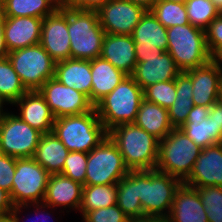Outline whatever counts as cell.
<instances>
[{"instance_id":"cell-1","label":"cell","mask_w":222,"mask_h":222,"mask_svg":"<svg viewBox=\"0 0 222 222\" xmlns=\"http://www.w3.org/2000/svg\"><path fill=\"white\" fill-rule=\"evenodd\" d=\"M129 171L154 170L159 140L134 123L121 124L108 131Z\"/></svg>"},{"instance_id":"cell-2","label":"cell","mask_w":222,"mask_h":222,"mask_svg":"<svg viewBox=\"0 0 222 222\" xmlns=\"http://www.w3.org/2000/svg\"><path fill=\"white\" fill-rule=\"evenodd\" d=\"M143 99V89L131 75H127L94 108L108 132L118 125L133 123Z\"/></svg>"},{"instance_id":"cell-3","label":"cell","mask_w":222,"mask_h":222,"mask_svg":"<svg viewBox=\"0 0 222 222\" xmlns=\"http://www.w3.org/2000/svg\"><path fill=\"white\" fill-rule=\"evenodd\" d=\"M53 133L69 151L84 153H89L108 136L95 108L80 115L56 118Z\"/></svg>"},{"instance_id":"cell-4","label":"cell","mask_w":222,"mask_h":222,"mask_svg":"<svg viewBox=\"0 0 222 222\" xmlns=\"http://www.w3.org/2000/svg\"><path fill=\"white\" fill-rule=\"evenodd\" d=\"M70 58L93 60L100 57L105 31L96 10L67 9Z\"/></svg>"},{"instance_id":"cell-5","label":"cell","mask_w":222,"mask_h":222,"mask_svg":"<svg viewBox=\"0 0 222 222\" xmlns=\"http://www.w3.org/2000/svg\"><path fill=\"white\" fill-rule=\"evenodd\" d=\"M181 183L179 179L156 169L137 171V197L144 217H168L175 191Z\"/></svg>"},{"instance_id":"cell-6","label":"cell","mask_w":222,"mask_h":222,"mask_svg":"<svg viewBox=\"0 0 222 222\" xmlns=\"http://www.w3.org/2000/svg\"><path fill=\"white\" fill-rule=\"evenodd\" d=\"M202 148L180 128H174L159 141L156 170L179 179L182 183L191 173Z\"/></svg>"},{"instance_id":"cell-7","label":"cell","mask_w":222,"mask_h":222,"mask_svg":"<svg viewBox=\"0 0 222 222\" xmlns=\"http://www.w3.org/2000/svg\"><path fill=\"white\" fill-rule=\"evenodd\" d=\"M167 40V52L182 72L203 66L211 60L204 30L192 24L167 28Z\"/></svg>"},{"instance_id":"cell-8","label":"cell","mask_w":222,"mask_h":222,"mask_svg":"<svg viewBox=\"0 0 222 222\" xmlns=\"http://www.w3.org/2000/svg\"><path fill=\"white\" fill-rule=\"evenodd\" d=\"M7 57L28 91L54 78L56 62L40 44L11 51Z\"/></svg>"},{"instance_id":"cell-9","label":"cell","mask_w":222,"mask_h":222,"mask_svg":"<svg viewBox=\"0 0 222 222\" xmlns=\"http://www.w3.org/2000/svg\"><path fill=\"white\" fill-rule=\"evenodd\" d=\"M128 173L119 149L108 136L87 153L85 185L117 184Z\"/></svg>"},{"instance_id":"cell-10","label":"cell","mask_w":222,"mask_h":222,"mask_svg":"<svg viewBox=\"0 0 222 222\" xmlns=\"http://www.w3.org/2000/svg\"><path fill=\"white\" fill-rule=\"evenodd\" d=\"M50 174L36 160L16 158L10 193L14 206L43 202Z\"/></svg>"},{"instance_id":"cell-11","label":"cell","mask_w":222,"mask_h":222,"mask_svg":"<svg viewBox=\"0 0 222 222\" xmlns=\"http://www.w3.org/2000/svg\"><path fill=\"white\" fill-rule=\"evenodd\" d=\"M42 133L9 112L0 120V153L15 158L34 157Z\"/></svg>"},{"instance_id":"cell-12","label":"cell","mask_w":222,"mask_h":222,"mask_svg":"<svg viewBox=\"0 0 222 222\" xmlns=\"http://www.w3.org/2000/svg\"><path fill=\"white\" fill-rule=\"evenodd\" d=\"M38 92L44 97L55 119L80 115L94 109L85 94L61 84L56 78L48 79Z\"/></svg>"},{"instance_id":"cell-13","label":"cell","mask_w":222,"mask_h":222,"mask_svg":"<svg viewBox=\"0 0 222 222\" xmlns=\"http://www.w3.org/2000/svg\"><path fill=\"white\" fill-rule=\"evenodd\" d=\"M146 10L127 0H109L98 10L101 27L106 34L132 35Z\"/></svg>"},{"instance_id":"cell-14","label":"cell","mask_w":222,"mask_h":222,"mask_svg":"<svg viewBox=\"0 0 222 222\" xmlns=\"http://www.w3.org/2000/svg\"><path fill=\"white\" fill-rule=\"evenodd\" d=\"M55 61L70 59V37L67 30V9H57L42 21L39 43Z\"/></svg>"},{"instance_id":"cell-15","label":"cell","mask_w":222,"mask_h":222,"mask_svg":"<svg viewBox=\"0 0 222 222\" xmlns=\"http://www.w3.org/2000/svg\"><path fill=\"white\" fill-rule=\"evenodd\" d=\"M185 72L193 84L194 106L212 107L220 99L222 69L210 60L203 66Z\"/></svg>"},{"instance_id":"cell-16","label":"cell","mask_w":222,"mask_h":222,"mask_svg":"<svg viewBox=\"0 0 222 222\" xmlns=\"http://www.w3.org/2000/svg\"><path fill=\"white\" fill-rule=\"evenodd\" d=\"M183 183L191 187H222V143L202 149Z\"/></svg>"},{"instance_id":"cell-17","label":"cell","mask_w":222,"mask_h":222,"mask_svg":"<svg viewBox=\"0 0 222 222\" xmlns=\"http://www.w3.org/2000/svg\"><path fill=\"white\" fill-rule=\"evenodd\" d=\"M136 62L131 76L143 90L159 82L175 80L182 72L169 52H163L159 57L138 58Z\"/></svg>"},{"instance_id":"cell-18","label":"cell","mask_w":222,"mask_h":222,"mask_svg":"<svg viewBox=\"0 0 222 222\" xmlns=\"http://www.w3.org/2000/svg\"><path fill=\"white\" fill-rule=\"evenodd\" d=\"M41 18L4 17V40L8 52L40 43Z\"/></svg>"},{"instance_id":"cell-19","label":"cell","mask_w":222,"mask_h":222,"mask_svg":"<svg viewBox=\"0 0 222 222\" xmlns=\"http://www.w3.org/2000/svg\"><path fill=\"white\" fill-rule=\"evenodd\" d=\"M13 105L19 106V117L42 134L53 132L55 117L38 90L27 91Z\"/></svg>"},{"instance_id":"cell-20","label":"cell","mask_w":222,"mask_h":222,"mask_svg":"<svg viewBox=\"0 0 222 222\" xmlns=\"http://www.w3.org/2000/svg\"><path fill=\"white\" fill-rule=\"evenodd\" d=\"M100 57L126 75H132L137 64L132 35L105 34Z\"/></svg>"},{"instance_id":"cell-21","label":"cell","mask_w":222,"mask_h":222,"mask_svg":"<svg viewBox=\"0 0 222 222\" xmlns=\"http://www.w3.org/2000/svg\"><path fill=\"white\" fill-rule=\"evenodd\" d=\"M169 222H208L205 206L201 203L195 187L181 183L176 189Z\"/></svg>"},{"instance_id":"cell-22","label":"cell","mask_w":222,"mask_h":222,"mask_svg":"<svg viewBox=\"0 0 222 222\" xmlns=\"http://www.w3.org/2000/svg\"><path fill=\"white\" fill-rule=\"evenodd\" d=\"M83 185L61 174L49 177L43 202L54 208L79 210L82 202Z\"/></svg>"},{"instance_id":"cell-23","label":"cell","mask_w":222,"mask_h":222,"mask_svg":"<svg viewBox=\"0 0 222 222\" xmlns=\"http://www.w3.org/2000/svg\"><path fill=\"white\" fill-rule=\"evenodd\" d=\"M54 78L61 84L85 94L91 102V60L70 58L56 62Z\"/></svg>"},{"instance_id":"cell-24","label":"cell","mask_w":222,"mask_h":222,"mask_svg":"<svg viewBox=\"0 0 222 222\" xmlns=\"http://www.w3.org/2000/svg\"><path fill=\"white\" fill-rule=\"evenodd\" d=\"M91 103L95 106L127 76L107 60L98 57L91 60Z\"/></svg>"},{"instance_id":"cell-25","label":"cell","mask_w":222,"mask_h":222,"mask_svg":"<svg viewBox=\"0 0 222 222\" xmlns=\"http://www.w3.org/2000/svg\"><path fill=\"white\" fill-rule=\"evenodd\" d=\"M69 152L61 140L52 132L41 135L33 158L50 175L61 174Z\"/></svg>"},{"instance_id":"cell-26","label":"cell","mask_w":222,"mask_h":222,"mask_svg":"<svg viewBox=\"0 0 222 222\" xmlns=\"http://www.w3.org/2000/svg\"><path fill=\"white\" fill-rule=\"evenodd\" d=\"M133 123L159 141L174 129L169 120L168 110L145 99L142 100Z\"/></svg>"},{"instance_id":"cell-27","label":"cell","mask_w":222,"mask_h":222,"mask_svg":"<svg viewBox=\"0 0 222 222\" xmlns=\"http://www.w3.org/2000/svg\"><path fill=\"white\" fill-rule=\"evenodd\" d=\"M132 37L135 45H140V47L156 46L167 52V28L156 19L150 10H146L141 16Z\"/></svg>"},{"instance_id":"cell-28","label":"cell","mask_w":222,"mask_h":222,"mask_svg":"<svg viewBox=\"0 0 222 222\" xmlns=\"http://www.w3.org/2000/svg\"><path fill=\"white\" fill-rule=\"evenodd\" d=\"M58 9L57 0H1L0 13L3 17L45 18Z\"/></svg>"},{"instance_id":"cell-29","label":"cell","mask_w":222,"mask_h":222,"mask_svg":"<svg viewBox=\"0 0 222 222\" xmlns=\"http://www.w3.org/2000/svg\"><path fill=\"white\" fill-rule=\"evenodd\" d=\"M176 100L168 110L169 120L173 128H180L194 106L193 84L191 77L186 72H181L175 79Z\"/></svg>"},{"instance_id":"cell-30","label":"cell","mask_w":222,"mask_h":222,"mask_svg":"<svg viewBox=\"0 0 222 222\" xmlns=\"http://www.w3.org/2000/svg\"><path fill=\"white\" fill-rule=\"evenodd\" d=\"M116 204L130 220L144 218L141 201L137 197V171H129L117 183Z\"/></svg>"},{"instance_id":"cell-31","label":"cell","mask_w":222,"mask_h":222,"mask_svg":"<svg viewBox=\"0 0 222 222\" xmlns=\"http://www.w3.org/2000/svg\"><path fill=\"white\" fill-rule=\"evenodd\" d=\"M117 184L85 185L79 211L84 216L88 211L110 207L116 204Z\"/></svg>"},{"instance_id":"cell-32","label":"cell","mask_w":222,"mask_h":222,"mask_svg":"<svg viewBox=\"0 0 222 222\" xmlns=\"http://www.w3.org/2000/svg\"><path fill=\"white\" fill-rule=\"evenodd\" d=\"M180 129L202 149L222 143V133L215 131V125L209 116L205 120L184 123Z\"/></svg>"},{"instance_id":"cell-33","label":"cell","mask_w":222,"mask_h":222,"mask_svg":"<svg viewBox=\"0 0 222 222\" xmlns=\"http://www.w3.org/2000/svg\"><path fill=\"white\" fill-rule=\"evenodd\" d=\"M28 90L22 84L8 57L0 60V95L13 105Z\"/></svg>"},{"instance_id":"cell-34","label":"cell","mask_w":222,"mask_h":222,"mask_svg":"<svg viewBox=\"0 0 222 222\" xmlns=\"http://www.w3.org/2000/svg\"><path fill=\"white\" fill-rule=\"evenodd\" d=\"M150 11L166 28L190 24L185 3L157 0Z\"/></svg>"},{"instance_id":"cell-35","label":"cell","mask_w":222,"mask_h":222,"mask_svg":"<svg viewBox=\"0 0 222 222\" xmlns=\"http://www.w3.org/2000/svg\"><path fill=\"white\" fill-rule=\"evenodd\" d=\"M185 8L190 24L202 30L220 14L211 0H186Z\"/></svg>"},{"instance_id":"cell-36","label":"cell","mask_w":222,"mask_h":222,"mask_svg":"<svg viewBox=\"0 0 222 222\" xmlns=\"http://www.w3.org/2000/svg\"><path fill=\"white\" fill-rule=\"evenodd\" d=\"M201 203L205 206L208 222H222V187H195Z\"/></svg>"},{"instance_id":"cell-37","label":"cell","mask_w":222,"mask_h":222,"mask_svg":"<svg viewBox=\"0 0 222 222\" xmlns=\"http://www.w3.org/2000/svg\"><path fill=\"white\" fill-rule=\"evenodd\" d=\"M144 99L169 110L176 100L175 80L159 82L143 90Z\"/></svg>"},{"instance_id":"cell-38","label":"cell","mask_w":222,"mask_h":222,"mask_svg":"<svg viewBox=\"0 0 222 222\" xmlns=\"http://www.w3.org/2000/svg\"><path fill=\"white\" fill-rule=\"evenodd\" d=\"M87 153L70 151L65 159L61 175L77 181L85 186Z\"/></svg>"},{"instance_id":"cell-39","label":"cell","mask_w":222,"mask_h":222,"mask_svg":"<svg viewBox=\"0 0 222 222\" xmlns=\"http://www.w3.org/2000/svg\"><path fill=\"white\" fill-rule=\"evenodd\" d=\"M82 219L84 222H131L129 217L117 206V204L88 211Z\"/></svg>"},{"instance_id":"cell-40","label":"cell","mask_w":222,"mask_h":222,"mask_svg":"<svg viewBox=\"0 0 222 222\" xmlns=\"http://www.w3.org/2000/svg\"><path fill=\"white\" fill-rule=\"evenodd\" d=\"M204 32L207 49L212 57L222 48V13L211 21Z\"/></svg>"},{"instance_id":"cell-41","label":"cell","mask_w":222,"mask_h":222,"mask_svg":"<svg viewBox=\"0 0 222 222\" xmlns=\"http://www.w3.org/2000/svg\"><path fill=\"white\" fill-rule=\"evenodd\" d=\"M16 158L0 153V188L11 193Z\"/></svg>"},{"instance_id":"cell-42","label":"cell","mask_w":222,"mask_h":222,"mask_svg":"<svg viewBox=\"0 0 222 222\" xmlns=\"http://www.w3.org/2000/svg\"><path fill=\"white\" fill-rule=\"evenodd\" d=\"M109 0H57L59 9L98 10Z\"/></svg>"},{"instance_id":"cell-43","label":"cell","mask_w":222,"mask_h":222,"mask_svg":"<svg viewBox=\"0 0 222 222\" xmlns=\"http://www.w3.org/2000/svg\"><path fill=\"white\" fill-rule=\"evenodd\" d=\"M30 206L32 207H35V212L36 213L35 215H39L40 216V211L43 209L44 211H46L45 209L46 208H51L49 205L45 204L44 202H40V203H32V204H25V205H18V206H15L14 209L12 210L11 214H10V218L13 222H24L21 220L22 217H20V214L22 211V209H27L29 210V208H31ZM41 209V210H40ZM44 211L41 212V215H45L47 214V216L43 219L45 222L46 220L48 219L49 217V212L47 211V213H45ZM50 218V217H49ZM31 219V218H30ZM43 220L39 221V222H44ZM50 220V219H49ZM27 222V221H26ZM30 222H34V220H30ZM36 222V221H35Z\"/></svg>"},{"instance_id":"cell-44","label":"cell","mask_w":222,"mask_h":222,"mask_svg":"<svg viewBox=\"0 0 222 222\" xmlns=\"http://www.w3.org/2000/svg\"><path fill=\"white\" fill-rule=\"evenodd\" d=\"M14 207L10 193L0 188V218L9 217Z\"/></svg>"},{"instance_id":"cell-45","label":"cell","mask_w":222,"mask_h":222,"mask_svg":"<svg viewBox=\"0 0 222 222\" xmlns=\"http://www.w3.org/2000/svg\"><path fill=\"white\" fill-rule=\"evenodd\" d=\"M209 117L215 125V131L222 133V100L219 99L209 111Z\"/></svg>"},{"instance_id":"cell-46","label":"cell","mask_w":222,"mask_h":222,"mask_svg":"<svg viewBox=\"0 0 222 222\" xmlns=\"http://www.w3.org/2000/svg\"><path fill=\"white\" fill-rule=\"evenodd\" d=\"M211 107L206 106H193L190 110L187 121L185 123H192L193 121L205 120L209 116Z\"/></svg>"},{"instance_id":"cell-47","label":"cell","mask_w":222,"mask_h":222,"mask_svg":"<svg viewBox=\"0 0 222 222\" xmlns=\"http://www.w3.org/2000/svg\"><path fill=\"white\" fill-rule=\"evenodd\" d=\"M164 51L160 48L153 46V47H140V45H135V55L136 60L138 58H152V57H159Z\"/></svg>"},{"instance_id":"cell-48","label":"cell","mask_w":222,"mask_h":222,"mask_svg":"<svg viewBox=\"0 0 222 222\" xmlns=\"http://www.w3.org/2000/svg\"><path fill=\"white\" fill-rule=\"evenodd\" d=\"M8 54L9 52L6 48L4 40V17L0 13V60L7 58Z\"/></svg>"},{"instance_id":"cell-49","label":"cell","mask_w":222,"mask_h":222,"mask_svg":"<svg viewBox=\"0 0 222 222\" xmlns=\"http://www.w3.org/2000/svg\"><path fill=\"white\" fill-rule=\"evenodd\" d=\"M134 4L142 6L145 10H150L157 0H127Z\"/></svg>"},{"instance_id":"cell-50","label":"cell","mask_w":222,"mask_h":222,"mask_svg":"<svg viewBox=\"0 0 222 222\" xmlns=\"http://www.w3.org/2000/svg\"><path fill=\"white\" fill-rule=\"evenodd\" d=\"M167 217H144L140 219L131 220V222H165Z\"/></svg>"},{"instance_id":"cell-51","label":"cell","mask_w":222,"mask_h":222,"mask_svg":"<svg viewBox=\"0 0 222 222\" xmlns=\"http://www.w3.org/2000/svg\"><path fill=\"white\" fill-rule=\"evenodd\" d=\"M211 60L222 69V48L211 57Z\"/></svg>"},{"instance_id":"cell-52","label":"cell","mask_w":222,"mask_h":222,"mask_svg":"<svg viewBox=\"0 0 222 222\" xmlns=\"http://www.w3.org/2000/svg\"><path fill=\"white\" fill-rule=\"evenodd\" d=\"M6 103L9 104V102H7L1 95H0V120L2 118H4L9 112L3 110L4 106L3 105H6ZM5 111V112H4Z\"/></svg>"},{"instance_id":"cell-53","label":"cell","mask_w":222,"mask_h":222,"mask_svg":"<svg viewBox=\"0 0 222 222\" xmlns=\"http://www.w3.org/2000/svg\"><path fill=\"white\" fill-rule=\"evenodd\" d=\"M211 2L215 5L217 10L222 13V0H211Z\"/></svg>"},{"instance_id":"cell-54","label":"cell","mask_w":222,"mask_h":222,"mask_svg":"<svg viewBox=\"0 0 222 222\" xmlns=\"http://www.w3.org/2000/svg\"><path fill=\"white\" fill-rule=\"evenodd\" d=\"M0 222H13L10 217L0 218Z\"/></svg>"},{"instance_id":"cell-55","label":"cell","mask_w":222,"mask_h":222,"mask_svg":"<svg viewBox=\"0 0 222 222\" xmlns=\"http://www.w3.org/2000/svg\"><path fill=\"white\" fill-rule=\"evenodd\" d=\"M165 1H172V2H179V3H185L186 0H165Z\"/></svg>"},{"instance_id":"cell-56","label":"cell","mask_w":222,"mask_h":222,"mask_svg":"<svg viewBox=\"0 0 222 222\" xmlns=\"http://www.w3.org/2000/svg\"><path fill=\"white\" fill-rule=\"evenodd\" d=\"M220 99L222 100V82H221V92H220Z\"/></svg>"}]
</instances>
